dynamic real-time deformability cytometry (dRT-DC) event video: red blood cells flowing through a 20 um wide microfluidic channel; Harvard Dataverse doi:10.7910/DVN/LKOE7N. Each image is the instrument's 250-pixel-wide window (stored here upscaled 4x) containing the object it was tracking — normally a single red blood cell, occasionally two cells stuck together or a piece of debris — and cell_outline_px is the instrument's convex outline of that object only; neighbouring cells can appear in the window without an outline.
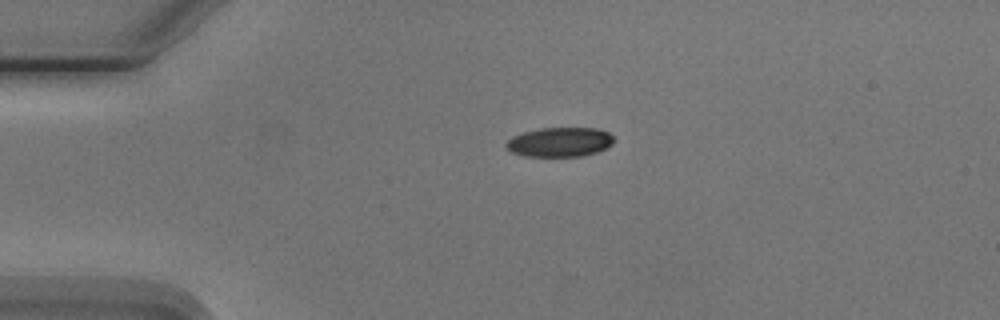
{"species": "Egyptian fruit bat (a non-hibernating species)", "species_latin": "Rousettus aegyptiacus", "temperature_condition": "cold", "stored_images_in_passage": 2, "camera_frame_rate_fps": 3000, "um_per_image_px": 0.085, "animal": {"sex": "male"}, "frame": {"image": 1, "passage_image": 1, "time_ms": 0.0, "image_size_px": [1000, 320], "cell_outline_px": [[616, 140], [608, 148], [584, 156], [524, 156], [512, 152], [504, 144], [512, 136], [524, 132], [540, 128], [600, 128], [608, 132]], "centroid_in_image_um": [47.62, 12.07], "position_along_channel_um": 37.4, "area_um2": 18.61}}